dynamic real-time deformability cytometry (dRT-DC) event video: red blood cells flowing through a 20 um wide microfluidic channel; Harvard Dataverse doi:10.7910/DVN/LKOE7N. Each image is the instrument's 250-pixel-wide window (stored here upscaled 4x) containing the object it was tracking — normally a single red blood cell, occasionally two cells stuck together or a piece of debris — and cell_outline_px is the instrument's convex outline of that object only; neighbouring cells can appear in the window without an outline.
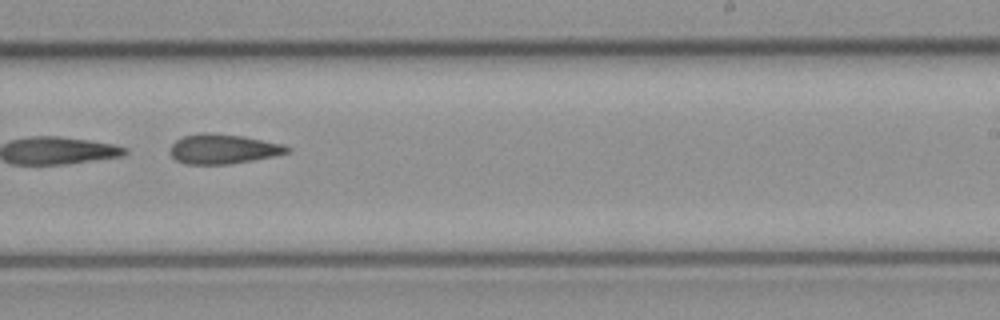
{"species": "common noctule bat (a hibernating species)", "species_latin": "Nyctalus noctula", "temperature_condition": "cold", "stored_images_in_passage": 17, "camera_frame_rate_fps": 3000, "um_per_image_px": 0.085, "animal": {"sex": "female", "body_mass_g": 21.9}, "frame": {"image": 1, "passage_image": 10, "time_ms": 3.0, "image_size_px": [1000, 320], "cell_outline_px": [[292, 152], [276, 156], [228, 164], [184, 164], [176, 160], [168, 152], [168, 148], [176, 140], [184, 136], [204, 132], [244, 136], [284, 144], [292, 148]], "centroid_in_image_um": [18.99, 12.66], "position_along_channel_um": 270.0, "area_um2": 20.52}}
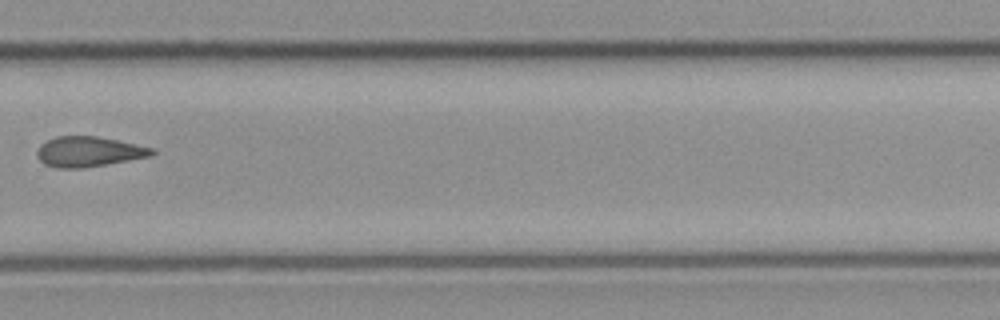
{"frame": {"image": 2, "passage_image": 12, "time_ms": 3.667, "image_size_px": [1000, 320], "cell_outline_px": [[156, 152], [152, 156], [108, 164], [84, 168], [56, 168], [44, 164], [36, 156], [36, 152], [40, 144], [56, 136], [96, 136], [156, 148]], "centroid_in_image_um": [7.55, 12.9], "position_along_channel_um": 322.3, "area_um2": 20.4}}